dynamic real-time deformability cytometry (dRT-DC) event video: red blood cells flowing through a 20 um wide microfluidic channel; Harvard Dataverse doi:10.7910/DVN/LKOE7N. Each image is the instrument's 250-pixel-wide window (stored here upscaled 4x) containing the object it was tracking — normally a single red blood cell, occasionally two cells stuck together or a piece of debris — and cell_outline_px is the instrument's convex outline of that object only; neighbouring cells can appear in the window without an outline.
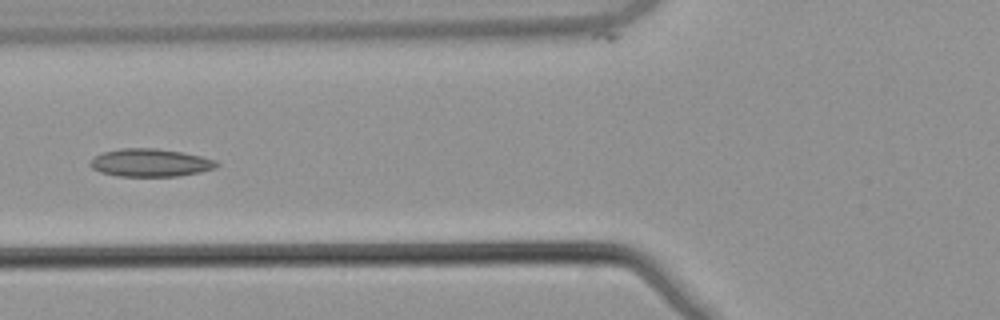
{"species": "common noctule bat (a hibernating species)", "species_latin": "Nyctalus noctula", "temperature_condition": "warm", "stored_images_in_passage": 6, "camera_frame_rate_fps": 3000, "um_per_image_px": 0.085, "animal": {"sex": "male", "body_mass_g": 21.5, "forearm_length_mm": 52.0}, "frame": {"image": 1, "passage_image": 6, "time_ms": 1.667, "image_size_px": [1000, 320], "cell_outline_px": [[220, 164], [216, 168], [200, 172], [176, 176], [116, 176], [100, 172], [92, 168], [88, 164], [96, 156], [104, 152], [120, 148], [156, 148], [180, 152], [200, 156], [216, 160]], "centroid_in_image_um": [12.78, 13.83], "position_along_channel_um": 113.0, "area_um2": 20.46}}